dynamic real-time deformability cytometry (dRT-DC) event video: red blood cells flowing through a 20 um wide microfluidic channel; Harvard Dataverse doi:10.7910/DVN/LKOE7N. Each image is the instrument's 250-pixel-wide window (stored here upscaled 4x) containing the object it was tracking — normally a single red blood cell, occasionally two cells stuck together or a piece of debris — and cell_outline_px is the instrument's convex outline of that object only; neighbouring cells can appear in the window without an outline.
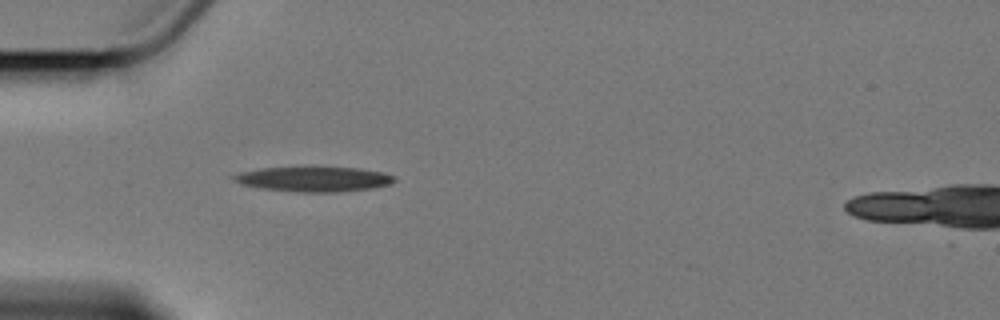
{"species": "Egyptian fruit bat (a non-hibernating species)", "species_latin": "Rousettus aegyptiacus", "temperature_condition": "cold", "stored_images_in_passage": 2, "camera_frame_rate_fps": 3000, "um_per_image_px": 0.085, "animal": {"sex": "female"}, "frame": {"image": 1, "passage_image": 2, "time_ms": 1.0, "image_size_px": [1000, 320], "cell_outline_px": [[396, 180], [392, 184], [368, 188], [332, 192], [304, 192], [264, 188], [240, 184], [228, 176], [240, 172], [264, 168], [360, 168], [384, 172], [396, 176]], "centroid_in_image_um": [26.69, 15.22], "position_along_channel_um": 58.3, "area_um2": 22.89}}